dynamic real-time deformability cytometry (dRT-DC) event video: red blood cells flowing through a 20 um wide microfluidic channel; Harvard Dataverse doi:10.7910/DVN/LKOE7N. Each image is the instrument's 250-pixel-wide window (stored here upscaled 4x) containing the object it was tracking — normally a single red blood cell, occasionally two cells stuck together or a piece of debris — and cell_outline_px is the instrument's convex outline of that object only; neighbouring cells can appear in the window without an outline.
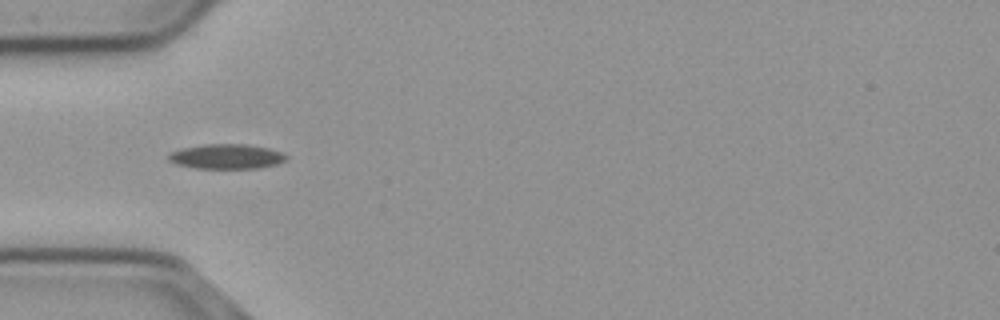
{"species": "common noctule bat (a hibernating species)", "species_latin": "Nyctalus noctula", "temperature_condition": "cold", "stored_images_in_passage": 39, "camera_frame_rate_fps": 3000, "um_per_image_px": 0.085, "animal": {"sex": "male", "body_mass_g": 23.1, "forearm_length_mm": 52.7}, "frame": {"image": 1, "passage_image": 1, "time_ms": 0.0, "image_size_px": [1000, 320], "cell_outline_px": [[288, 156], [284, 160], [276, 164], [256, 168], [196, 168], [176, 164], [168, 160], [168, 152], [184, 148], [204, 144], [248, 144], [268, 148], [280, 152]], "centroid_in_image_um": [19.21, 13.29], "position_along_channel_um": 65.8, "area_um2": 16.88}}
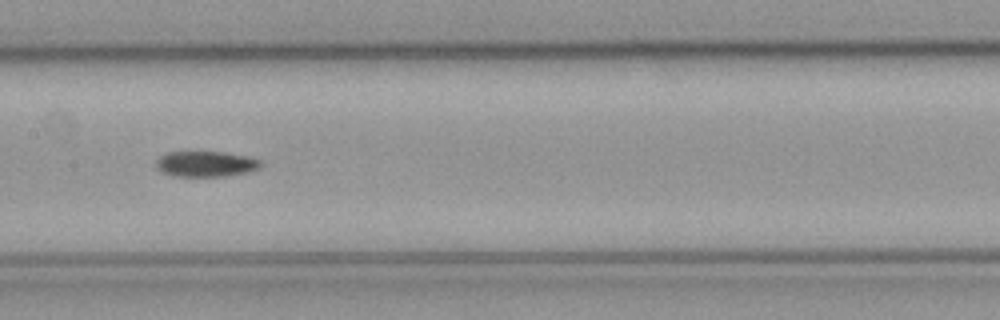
{"frame": {"image": 2, "passage_image": 11, "time_ms": 3.333, "image_size_px": [1000, 320], "cell_outline_px": [[260, 164], [256, 168], [244, 172], [224, 176], [172, 176], [156, 168], [156, 160], [160, 156], [168, 152], [224, 152], [248, 156], [260, 160]], "centroid_in_image_um": [17.43, 13.92], "position_along_channel_um": 190.0, "area_um2": 15.32}}
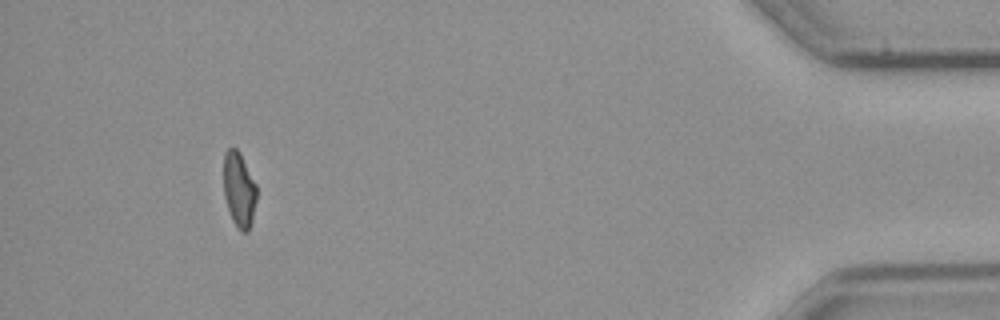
{"frame": {"image": 3, "passage_image": 35, "time_ms": 11.333, "image_size_px": [1000, 320], "cell_outline_px": [[256, 200], [252, 220], [248, 232], [240, 232], [232, 220], [224, 196], [224, 152], [228, 148], [236, 148], [240, 152], [256, 184]], "centroid_in_image_um": [20.32, 16.12], "position_along_channel_um": 414.9, "area_um2": 14.45}, "authors_computed_cell_mechanics": {"area_um2": 15.6638, "velocity_mm_per_s": 3.7013, "shape_relaxation_time_tau1_ms": 6.1476, "shape_relaxation_time_tau2_ms": null, "deformation_change_tau1": 0.1491, "deformation_change_tau2": null}}